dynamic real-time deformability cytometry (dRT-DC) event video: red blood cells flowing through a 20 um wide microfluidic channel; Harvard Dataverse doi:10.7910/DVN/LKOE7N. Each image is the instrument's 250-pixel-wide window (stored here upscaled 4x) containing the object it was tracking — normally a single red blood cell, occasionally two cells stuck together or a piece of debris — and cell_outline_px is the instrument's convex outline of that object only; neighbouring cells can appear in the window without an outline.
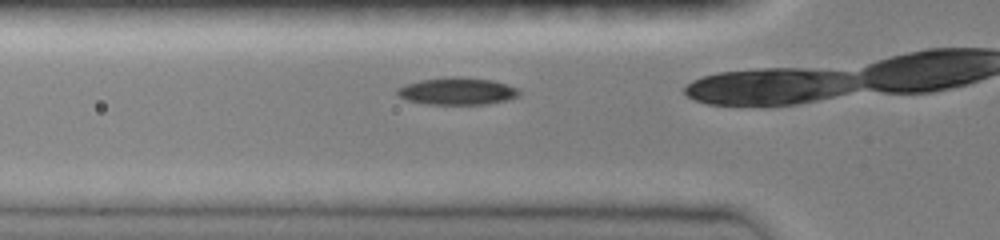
{"species": "common noctule bat (a hibernating species)", "species_latin": "Nyctalus noctula", "temperature_condition": "room temperature", "stored_images_in_passage": 23, "camera_frame_rate_fps": 3000, "um_per_image_px": 0.085, "animal": {"sex": "female", "body_mass_g": 19.0, "forearm_length_mm": 51.5}, "frame": {"image": 1, "passage_image": 4, "time_ms": 1.333, "image_size_px": [1000, 240], "cell_outline_px": [[520, 96], [508, 100], [488, 104], [428, 104], [408, 100], [400, 96], [396, 92], [396, 88], [404, 84], [420, 80], [452, 76], [456, 76], [492, 80], [520, 88]], "centroid_in_image_um": [38.9, 7.74], "position_along_channel_um": 86.9, "area_um2": 19.48}}